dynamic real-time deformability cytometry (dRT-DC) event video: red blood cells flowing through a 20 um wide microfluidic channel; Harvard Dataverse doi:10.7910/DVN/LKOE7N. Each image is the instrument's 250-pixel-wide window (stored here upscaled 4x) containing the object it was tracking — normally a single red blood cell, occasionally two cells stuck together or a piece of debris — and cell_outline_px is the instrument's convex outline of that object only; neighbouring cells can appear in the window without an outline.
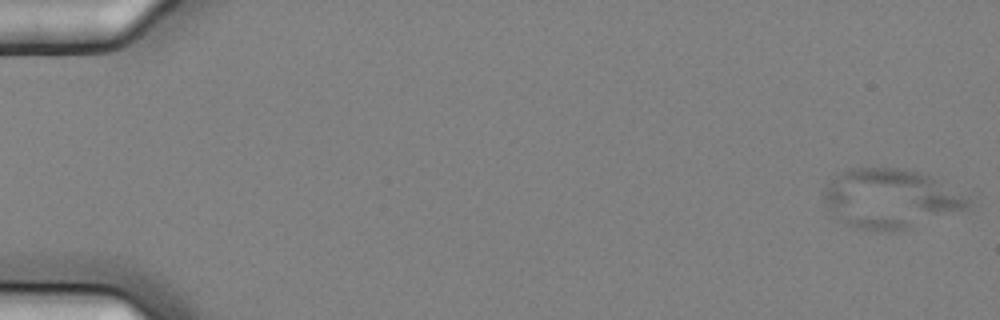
{"species": "common noctule bat (a hibernating species)", "species_latin": "Nyctalus noctula", "temperature_condition": "cold", "stored_images_in_passage": 7, "camera_frame_rate_fps": 3000, "um_per_image_px": 0.085, "animal": {"sex": "female", "body_mass_g": 25.1}, "frame": {"image": 1, "passage_image": 1, "time_ms": 0.0, "image_size_px": [1000, 320], "cell_outline_px": [[972, 208], [908, 228], [880, 232], [856, 228], [844, 224], [836, 220], [828, 208], [824, 200], [824, 188], [836, 176], [848, 168], [904, 168], [940, 180], [968, 200]], "centroid_in_image_um": [75.65, 16.9], "position_along_channel_um": 9.4, "area_um2": 49.65}}
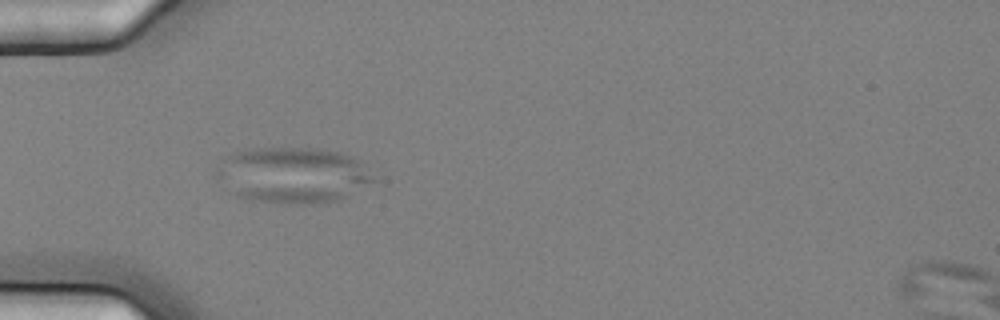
{"frame": {"image": 2, "passage_image": 6, "time_ms": 1.667, "image_size_px": [1000, 320], "cell_outline_px": [[376, 180], [348, 196], [340, 200], [312, 204], [288, 204], [252, 200], [240, 196], [212, 176], [220, 156], [232, 152], [256, 148], [316, 148], [336, 152], [360, 160]], "centroid_in_image_um": [24.82, 14.87], "position_along_channel_um": 60.2, "area_um2": 51.56}}